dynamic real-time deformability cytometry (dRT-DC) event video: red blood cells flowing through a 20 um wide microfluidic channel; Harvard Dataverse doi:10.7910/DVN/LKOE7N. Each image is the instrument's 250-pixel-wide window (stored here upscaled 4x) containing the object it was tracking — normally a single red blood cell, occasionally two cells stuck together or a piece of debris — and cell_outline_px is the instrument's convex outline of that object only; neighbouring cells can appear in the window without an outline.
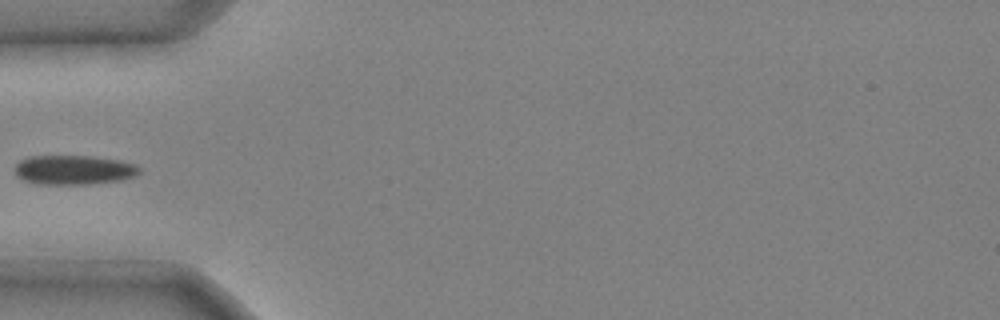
{"species": "common noctule bat (a hibernating species)", "species_latin": "Nyctalus noctula", "temperature_condition": "cold", "stored_images_in_passage": 33, "camera_frame_rate_fps": 3000, "um_per_image_px": 0.085, "animal": {"sex": "male", "body_mass_g": 20.4}, "frame": {"image": 1, "passage_image": 1, "time_ms": 0.0, "image_size_px": [1000, 320], "cell_outline_px": [[140, 172], [136, 176], [124, 180], [92, 184], [36, 184], [24, 180], [16, 176], [12, 168], [20, 160], [28, 156], [92, 156], [120, 160], [136, 164], [140, 168]], "centroid_in_image_um": [6.27, 14.44], "position_along_channel_um": 78.7, "area_um2": 21.79}}
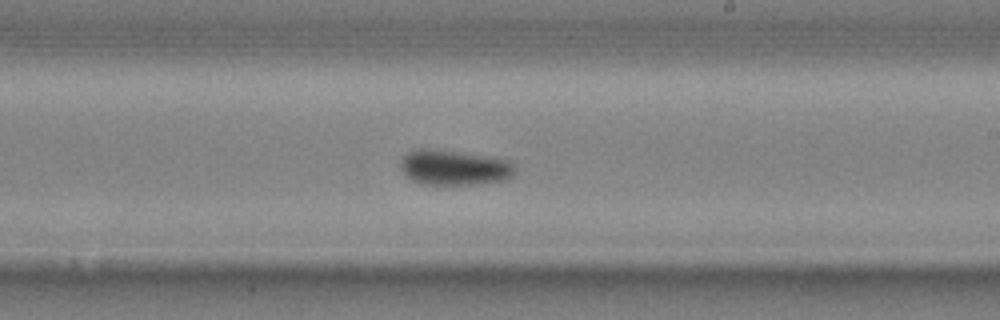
{"frame": {"image": 2, "passage_image": 14, "time_ms": 4.333, "image_size_px": [1000, 320], "cell_outline_px": [[516, 172], [508, 180], [476, 184], [420, 184], [404, 176], [400, 168], [400, 160], [412, 148], [436, 148], [488, 156], [508, 160], [516, 168]], "centroid_in_image_um": [38.57, 14.23], "position_along_channel_um": 250.4, "area_um2": 24.04}}
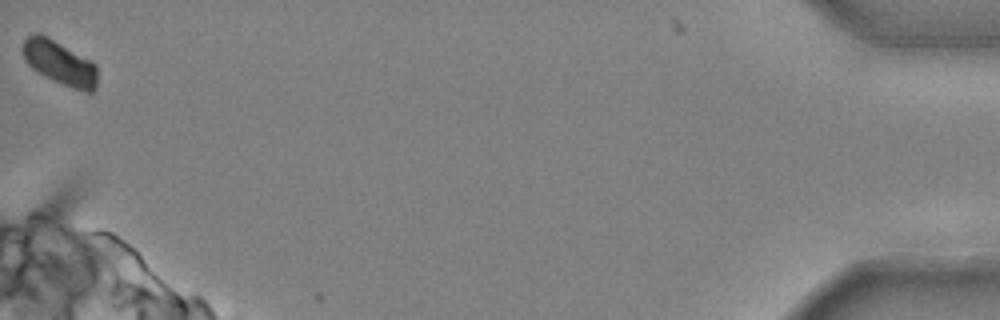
{"frame": {"image": 3, "passage_image": 33, "time_ms": 10.667, "image_size_px": [1000, 320], "cell_outline_px": [[96, 88], [92, 92], [84, 92], [72, 88], [52, 80], [32, 68], [24, 60], [24, 40], [32, 32], [40, 32], [48, 36], [92, 60], [96, 64]], "centroid_in_image_um": [5.09, 5.32], "position_along_channel_um": 430.1, "area_um2": 19.31}}